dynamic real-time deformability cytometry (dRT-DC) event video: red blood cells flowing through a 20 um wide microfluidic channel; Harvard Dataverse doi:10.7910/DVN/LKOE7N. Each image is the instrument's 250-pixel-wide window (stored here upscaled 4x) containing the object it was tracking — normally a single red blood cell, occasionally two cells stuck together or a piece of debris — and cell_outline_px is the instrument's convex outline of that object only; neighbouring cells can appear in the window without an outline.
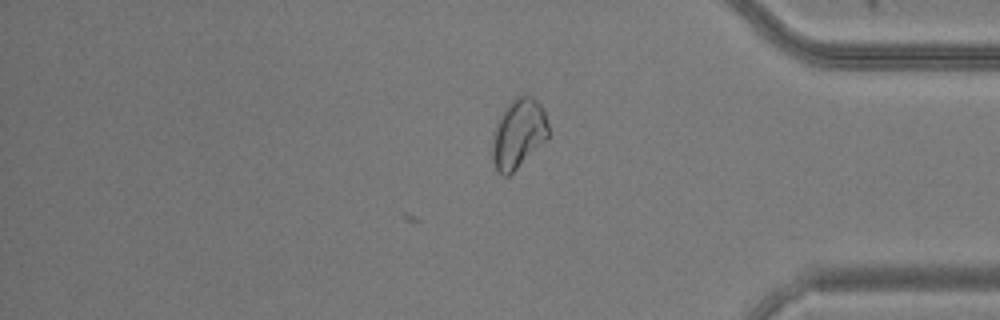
{"species": "common noctule bat (a hibernating species)", "species_latin": "Nyctalus noctula", "temperature_condition": "warm", "stored_images_in_passage": 33, "camera_frame_rate_fps": 3000, "um_per_image_px": 0.085, "animal": {"sex": "male", "body_mass_g": 20.5, "forearm_length_mm": 52.5}, "frame": {"image": 1, "passage_image": 33, "time_ms": 10.667, "image_size_px": [1000, 320], "cell_outline_px": [[548, 140], [508, 176], [504, 176], [496, 172], [492, 160], [492, 140], [496, 124], [500, 116], [508, 104], [516, 96], [532, 96], [544, 108], [548, 124]], "centroid_in_image_um": [44.07, 11.38], "position_along_channel_um": 391.1, "area_um2": 22.89}}